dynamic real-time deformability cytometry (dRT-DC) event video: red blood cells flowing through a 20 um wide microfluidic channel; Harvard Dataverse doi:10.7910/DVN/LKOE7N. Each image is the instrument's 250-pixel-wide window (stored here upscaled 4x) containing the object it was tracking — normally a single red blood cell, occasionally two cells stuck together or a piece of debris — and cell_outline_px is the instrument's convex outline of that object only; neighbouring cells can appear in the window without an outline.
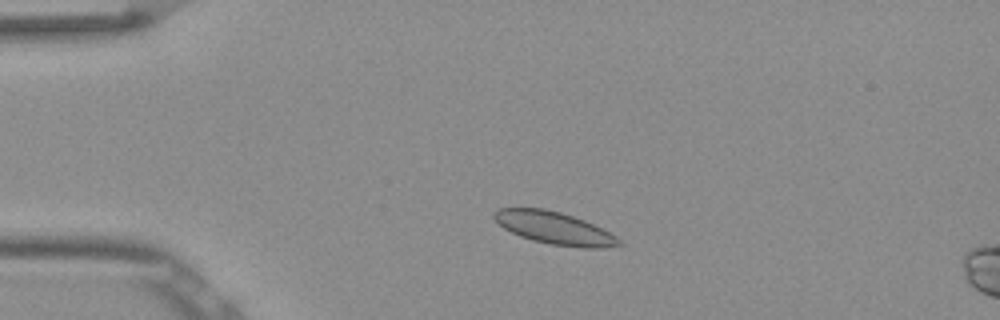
{"species": "Egyptian fruit bat (a non-hibernating species)", "species_latin": "Rousettus aegyptiacus", "temperature_condition": "room temperature", "stored_images_in_passage": 13, "camera_frame_rate_fps": 3000, "um_per_image_px": 0.085, "frame": {"image": 1, "passage_image": 8, "time_ms": 2.333, "image_size_px": [1000, 320], "cell_outline_px": [[624, 244], [600, 248], [584, 248], [552, 244], [532, 240], [520, 236], [504, 228], [492, 216], [496, 208], [544, 208], [560, 212], [584, 220], [616, 236]], "centroid_in_image_um": [47.1, 19.38], "position_along_channel_um": 37.9, "area_um2": 23.29}}